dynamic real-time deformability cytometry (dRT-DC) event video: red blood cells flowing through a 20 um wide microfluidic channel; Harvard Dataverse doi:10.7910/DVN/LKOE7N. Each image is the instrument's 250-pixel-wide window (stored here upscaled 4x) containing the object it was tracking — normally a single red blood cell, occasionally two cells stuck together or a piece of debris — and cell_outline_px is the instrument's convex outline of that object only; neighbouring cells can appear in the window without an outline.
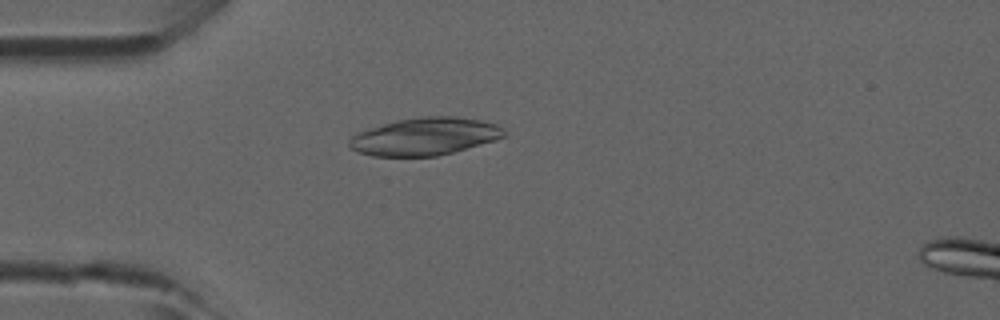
{"species": "common noctule bat (a hibernating species)", "species_latin": "Nyctalus noctula", "temperature_condition": "room temperature", "stored_images_in_passage": 4, "camera_frame_rate_fps": 3000, "um_per_image_px": 0.085, "animal": {"sex": "male", "forearm_length_mm": 52.5}, "frame": {"image": 1, "passage_image": 4, "time_ms": 1.0, "image_size_px": [1000, 320], "cell_outline_px": [[508, 136], [496, 140], [452, 152], [436, 156], [372, 156], [356, 152], [348, 144], [348, 140], [352, 136], [360, 132], [396, 120], [424, 116], [456, 116], [480, 120], [496, 124], [504, 128], [508, 132]], "centroid_in_image_um": [36.16, 11.6], "position_along_channel_um": 48.8, "area_um2": 33.87}}